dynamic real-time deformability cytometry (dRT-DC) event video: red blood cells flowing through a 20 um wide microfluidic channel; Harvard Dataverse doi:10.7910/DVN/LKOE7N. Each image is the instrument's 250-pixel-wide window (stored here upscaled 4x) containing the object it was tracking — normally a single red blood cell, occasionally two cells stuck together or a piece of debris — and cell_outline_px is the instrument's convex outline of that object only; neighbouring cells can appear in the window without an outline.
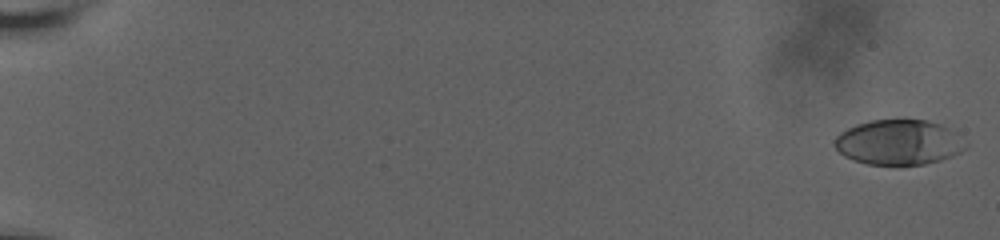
{"species": "human", "species_latin": "Homo sapiens", "temperature_condition": "room temperature", "stored_images_in_passage": 39, "camera_frame_rate_fps": 3000, "um_per_image_px": 0.085, "donor": {"sex": "male"}, "frame": {"image": 1, "passage_image": 2, "time_ms": 0.333, "image_size_px": [1000, 240], "cell_outline_px": [[968, 144], [960, 152], [940, 160], [924, 164], [868, 164], [852, 160], [844, 156], [832, 144], [836, 136], [840, 132], [856, 124], [872, 120], [904, 116], [928, 120], [940, 124], [948, 128]], "centroid_in_image_um": [76.35, 12.04], "position_along_channel_um": 8.6, "area_um2": 34.97}}
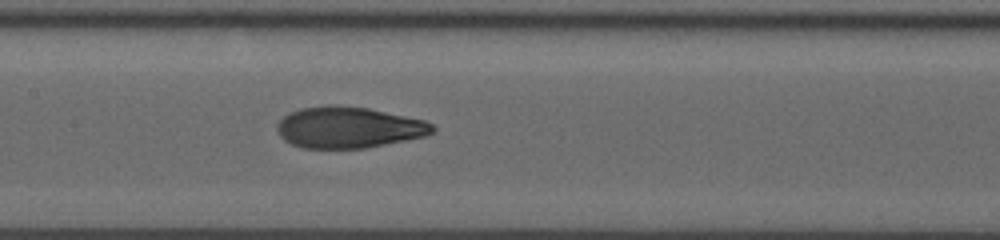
{"frame": {"image": 2, "passage_image": 22, "time_ms": 11.0, "image_size_px": [1000, 240], "cell_outline_px": [[436, 128], [432, 132], [424, 136], [364, 148], [300, 148], [284, 140], [280, 136], [276, 128], [276, 124], [284, 116], [300, 108], [324, 104], [336, 104], [368, 108], [424, 120], [432, 124]], "centroid_in_image_um": [29.58, 10.82], "position_along_channel_um": 177.8, "area_um2": 37.34}}
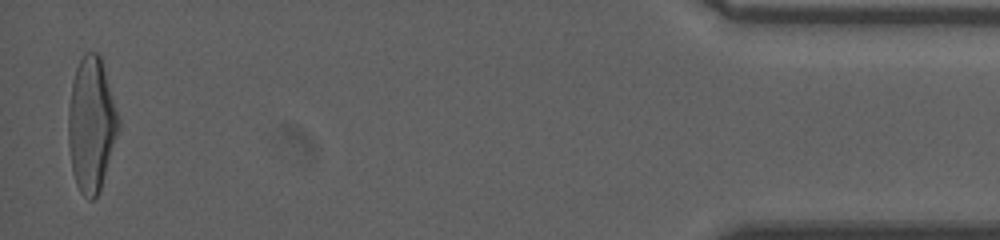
{"frame": {"image": 3, "passage_image": 39, "time_ms": 20.0, "image_size_px": [1000, 240], "cell_outline_px": [[120, 128], [100, 188], [96, 196], [92, 200], [88, 200], [80, 192], [76, 184], [72, 172], [68, 144], [68, 108], [72, 80], [76, 68], [84, 52], [96, 52], [100, 56], [120, 120]], "centroid_in_image_um": [7.75, 10.59], "position_along_channel_um": 427.5, "area_um2": 39.25}, "authors_computed_cell_mechanics": {"area_um2": 36.9342, "velocity_mm_per_s": 3.6474, "shape_relaxation_time_tau1_ms": 8.5192, "shape_relaxation_time_tau2_ms": 0.9336, "deformation_change_tau1": 0.2952, "deformation_change_tau2": 0.0734}}